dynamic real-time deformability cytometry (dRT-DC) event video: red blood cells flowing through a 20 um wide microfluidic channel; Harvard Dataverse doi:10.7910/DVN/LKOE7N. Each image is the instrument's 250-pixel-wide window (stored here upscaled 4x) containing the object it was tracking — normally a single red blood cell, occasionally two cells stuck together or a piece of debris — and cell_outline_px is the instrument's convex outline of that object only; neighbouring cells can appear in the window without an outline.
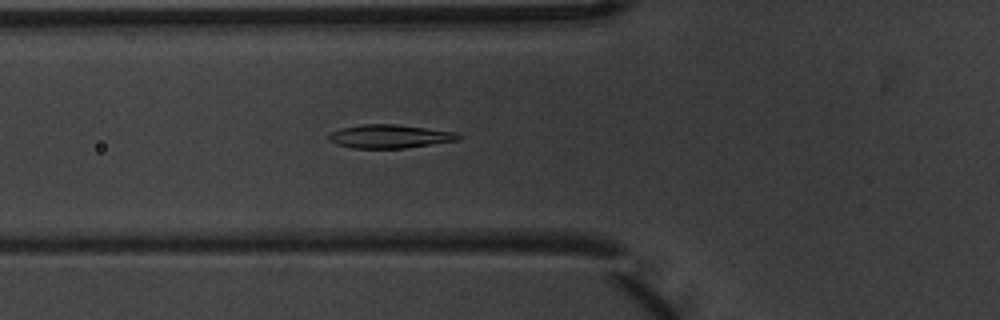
{"species": "common noctule bat (a hibernating species)", "species_latin": "Nyctalus noctula", "temperature_condition": "warm", "stored_images_in_passage": 6, "camera_frame_rate_fps": 3000, "um_per_image_px": 0.085, "animal": {"sex": "male", "body_mass_g": 20.1, "forearm_length_mm": 53.5}, "frame": {"image": 1, "passage_image": 5, "time_ms": 1.333, "image_size_px": [1000, 320], "cell_outline_px": [[460, 140], [404, 148], [352, 148], [336, 144], [328, 140], [328, 136], [332, 132], [340, 128], [364, 124], [396, 124], [456, 132], [460, 136]], "centroid_in_image_um": [33.11, 11.59], "position_along_channel_um": 92.7, "area_um2": 17.69}}